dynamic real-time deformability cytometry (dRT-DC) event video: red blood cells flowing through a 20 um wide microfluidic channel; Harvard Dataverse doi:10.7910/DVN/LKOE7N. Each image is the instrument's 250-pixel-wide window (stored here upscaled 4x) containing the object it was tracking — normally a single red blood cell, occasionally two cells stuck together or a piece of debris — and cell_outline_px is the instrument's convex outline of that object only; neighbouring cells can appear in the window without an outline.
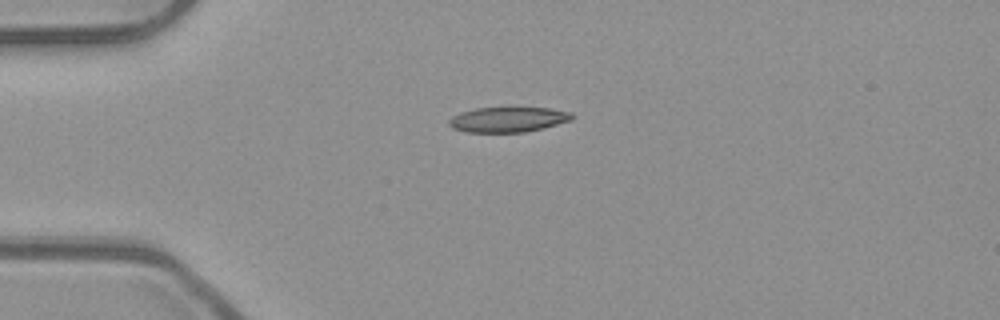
{"species": "common noctule bat (a hibernating species)", "species_latin": "Nyctalus noctula", "temperature_condition": "room temperature", "stored_images_in_passage": 40, "camera_frame_rate_fps": 3000, "um_per_image_px": 0.085, "animal": {"sex": "male", "body_mass_g": 23.1, "forearm_length_mm": 52.7}, "frame": {"image": 1, "passage_image": 1, "time_ms": 0.0, "image_size_px": [1000, 320], "cell_outline_px": [[576, 116], [572, 120], [544, 128], [524, 132], [464, 132], [452, 128], [448, 124], [448, 120], [452, 116], [460, 112], [476, 108], [548, 108], [572, 112]], "centroid_in_image_um": [43.19, 10.16], "position_along_channel_um": 41.8, "area_um2": 18.15}}
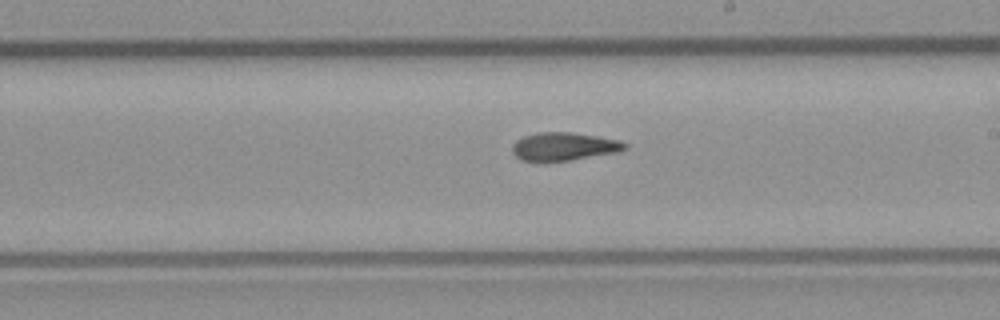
{"frame": {"image": 2, "passage_image": 18, "time_ms": 5.667, "image_size_px": [1000, 320], "cell_outline_px": [[628, 148], [616, 152], [568, 160], [540, 164], [520, 160], [512, 152], [512, 144], [516, 140], [524, 136], [536, 132], [572, 132], [620, 140], [628, 144]], "centroid_in_image_um": [47.86, 12.47], "position_along_channel_um": 241.1, "area_um2": 18.9}}
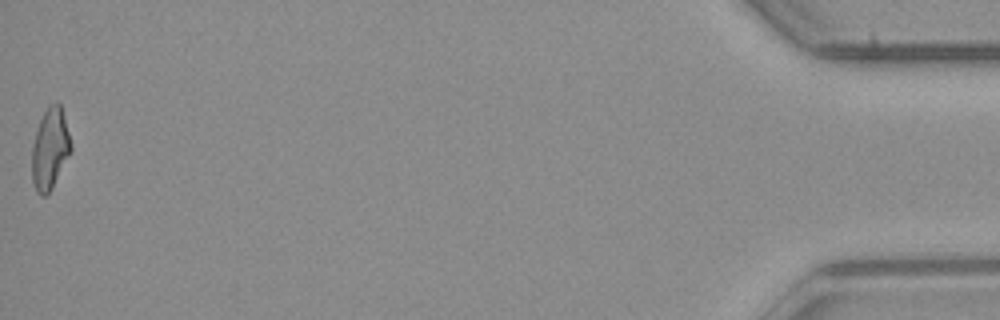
{"frame": {"image": 3, "passage_image": 40, "time_ms": 13.0, "image_size_px": [1000, 320], "cell_outline_px": [[72, 148], [52, 188], [44, 196], [40, 196], [36, 192], [32, 180], [32, 148], [36, 132], [40, 120], [48, 104], [56, 100], [60, 104], [68, 132]], "centroid_in_image_um": [4.23, 12.64], "position_along_channel_um": 431.0, "area_um2": 18.15}, "authors_computed_cell_mechanics": {"area_um2": 18.5538, "velocity_mm_per_s": 3.9859, "shape_relaxation_time_tau1_ms": null, "shape_relaxation_time_tau2_ms": 3.4048, "deformation_change_tau1": null, "deformation_change_tau2": 0.1137}}